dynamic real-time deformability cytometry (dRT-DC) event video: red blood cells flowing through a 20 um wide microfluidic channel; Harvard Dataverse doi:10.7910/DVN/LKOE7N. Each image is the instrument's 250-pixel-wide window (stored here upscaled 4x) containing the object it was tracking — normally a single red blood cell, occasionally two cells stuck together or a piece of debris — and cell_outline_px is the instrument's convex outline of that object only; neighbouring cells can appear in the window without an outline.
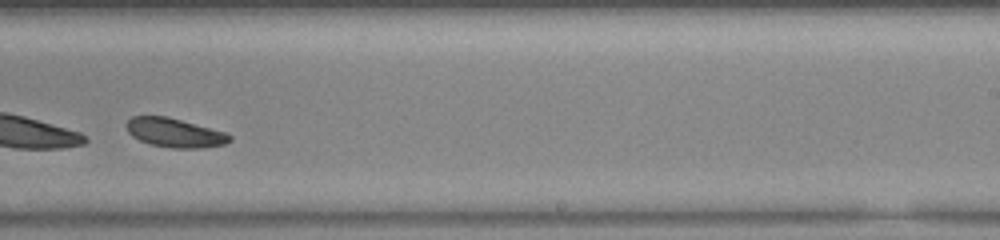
{"species": "common noctule bat (a hibernating species)", "species_latin": "Nyctalus noctula", "temperature_condition": "warm", "stored_images_in_passage": 43, "segment_of_instrument_passage": [2, 2], "camera_frame_rate_fps": 3000, "um_per_image_px": 0.085, "animal": {"sex": "female", "body_mass_g": 23.0, "forearm_length_mm": 53.4}, "frame": {"image": 1, "passage_image": 25, "time_ms": 8.0, "image_size_px": [1000, 240], "cell_outline_px": [[232, 140], [224, 144], [200, 148], [172, 148], [148, 144], [132, 136], [128, 132], [124, 124], [132, 116], [164, 116], [180, 120], [224, 132], [232, 136]], "centroid_in_image_um": [14.8, 11.29], "position_along_channel_um": 274.2, "area_um2": 17.34}}
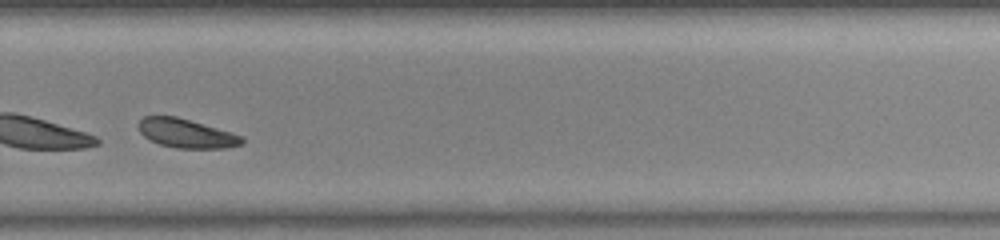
{"frame": {"image": 2, "passage_image": 28, "time_ms": 9.0, "image_size_px": [1000, 240], "cell_outline_px": [[244, 144], [224, 148], [176, 148], [160, 144], [144, 136], [140, 132], [136, 124], [144, 116], [176, 116], [232, 132], [240, 136], [244, 140]], "centroid_in_image_um": [15.82, 11.33], "position_along_channel_um": 314.0, "area_um2": 17.4}}